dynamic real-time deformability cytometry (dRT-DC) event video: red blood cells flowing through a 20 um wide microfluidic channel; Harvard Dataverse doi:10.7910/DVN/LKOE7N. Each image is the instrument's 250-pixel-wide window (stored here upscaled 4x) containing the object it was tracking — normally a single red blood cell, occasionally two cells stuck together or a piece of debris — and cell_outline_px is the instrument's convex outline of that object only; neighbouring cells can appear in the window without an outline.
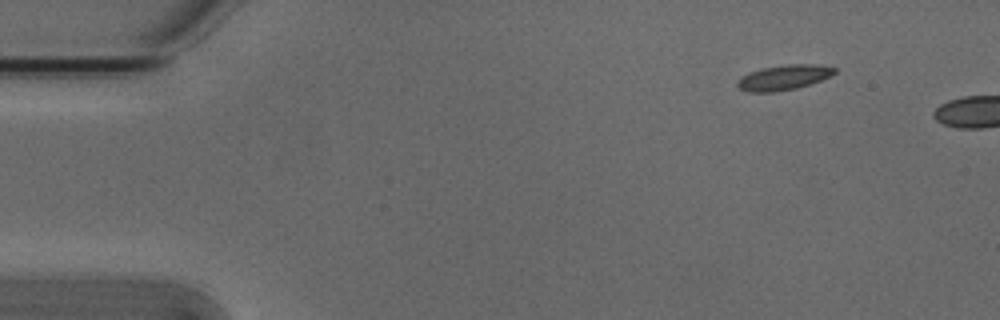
{"species": "Egyptian fruit bat (a non-hibernating species)", "species_latin": "Rousettus aegyptiacus", "temperature_condition": "cold", "stored_images_in_passage": 4, "segment_of_instrument_passage": [2, 2], "camera_frame_rate_fps": 3000, "um_per_image_px": 0.085, "animal": {"sex": "male"}, "frame": {"image": 1, "passage_image": 4, "time_ms": 1.0, "image_size_px": [1000, 320], "cell_outline_px": [[836, 72], [820, 80], [796, 88], [772, 92], [748, 92], [740, 88], [736, 84], [736, 80], [748, 72], [760, 68], [788, 64], [816, 64], [836, 68]], "centroid_in_image_um": [66.56, 6.57], "position_along_channel_um": 18.4, "area_um2": 14.1}}